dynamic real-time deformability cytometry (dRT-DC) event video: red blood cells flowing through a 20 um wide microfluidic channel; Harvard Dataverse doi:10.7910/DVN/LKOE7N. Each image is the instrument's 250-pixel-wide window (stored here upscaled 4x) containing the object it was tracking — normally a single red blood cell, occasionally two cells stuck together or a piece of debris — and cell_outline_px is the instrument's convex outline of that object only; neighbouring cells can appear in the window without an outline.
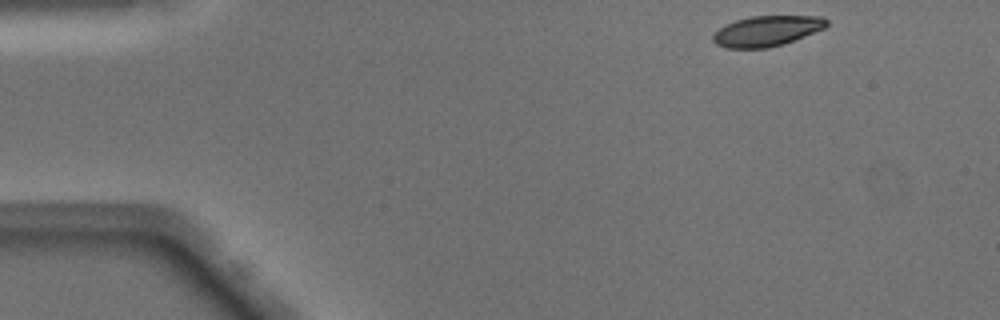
{"species": "Egyptian fruit bat (a non-hibernating species)", "species_latin": "Rousettus aegyptiacus", "temperature_condition": "warm", "stored_images_in_passage": 45, "camera_frame_rate_fps": 3000, "um_per_image_px": 0.085, "animal": {"sex": "male"}, "frame": {"image": 1, "passage_image": 1, "time_ms": 0.0, "image_size_px": [1000, 320], "cell_outline_px": [[828, 24], [824, 28], [784, 44], [768, 48], [724, 48], [716, 44], [712, 40], [712, 36], [720, 28], [736, 20], [752, 16], [824, 16], [828, 20]], "centroid_in_image_um": [65.19, 2.64], "position_along_channel_um": 19.8, "area_um2": 20.06}}
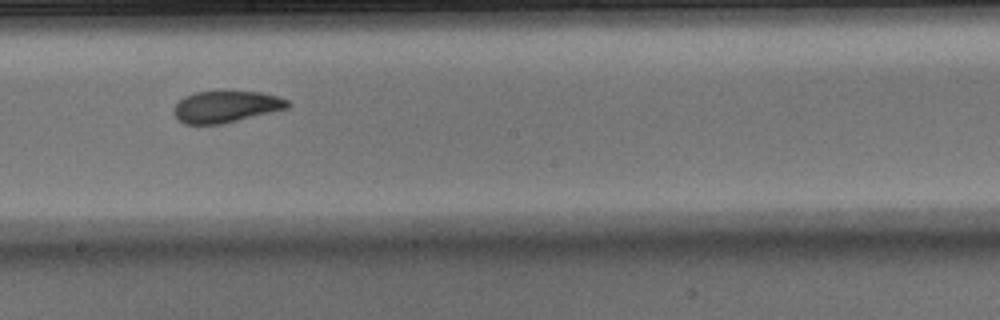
{"frame": {"image": 2, "passage_image": 23, "time_ms": 7.333, "image_size_px": [1000, 320], "cell_outline_px": [[292, 104], [288, 108], [224, 124], [184, 124], [172, 112], [172, 108], [184, 96], [196, 92], [216, 88], [224, 88], [260, 92], [280, 96], [288, 100]], "centroid_in_image_um": [19.23, 9.01], "position_along_channel_um": 229.0, "area_um2": 22.08}}
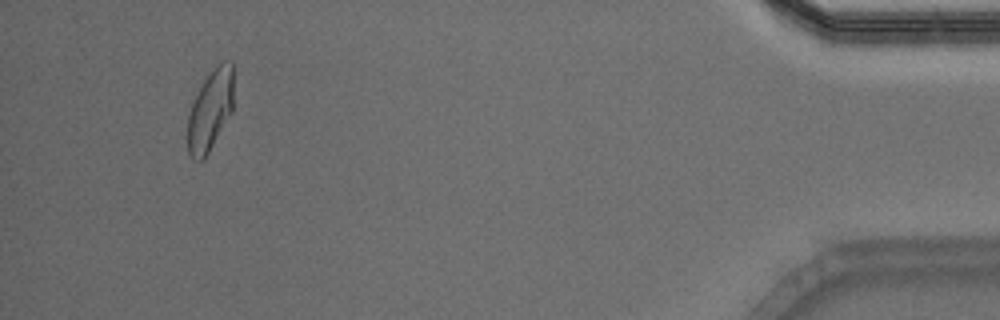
{"frame": {"image": 3, "passage_image": 42, "time_ms": 13.667, "image_size_px": [1000, 320], "cell_outline_px": [[232, 112], [204, 160], [192, 160], [188, 152], [188, 116], [192, 100], [204, 80], [216, 64], [224, 60], [232, 60]], "centroid_in_image_um": [17.86, 9.37], "position_along_channel_um": 417.3, "area_um2": 21.68}, "authors_computed_cell_mechanics": {"area_um2": 21.8484, "velocity_mm_per_s": 4.0737, "shape_relaxation_time_tau1_ms": 4.4466, "shape_relaxation_time_tau2_ms": 1.9811, "deformation_change_tau1": 0.1587, "deformation_change_tau2": 0.0765}}